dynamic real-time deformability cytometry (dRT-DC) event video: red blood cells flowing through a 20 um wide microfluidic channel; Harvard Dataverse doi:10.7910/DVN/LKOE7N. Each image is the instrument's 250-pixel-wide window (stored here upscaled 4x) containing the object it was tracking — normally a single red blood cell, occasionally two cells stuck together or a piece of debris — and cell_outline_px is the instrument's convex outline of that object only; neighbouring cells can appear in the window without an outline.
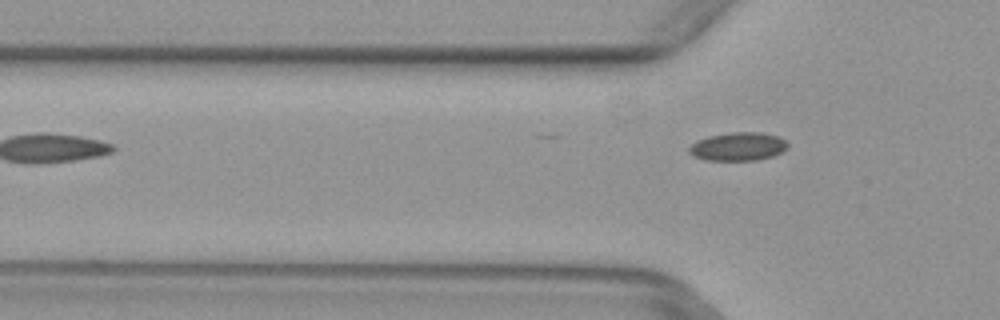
{"species": "common noctule bat (a hibernating species)", "species_latin": "Nyctalus noctula", "temperature_condition": "warm", "stored_images_in_passage": 5, "camera_frame_rate_fps": 3000, "um_per_image_px": 0.085, "animal": {"sex": "female", "body_mass_g": 29.2, "forearm_length_mm": 56.3}, "frame": {"image": 1, "passage_image": 5, "time_ms": 1.333, "image_size_px": [1000, 320], "cell_outline_px": [[788, 148], [772, 156], [756, 160], [708, 160], [696, 156], [688, 152], [688, 148], [696, 140], [708, 136], [732, 132], [760, 132], [780, 136], [788, 144]], "centroid_in_image_um": [62.75, 12.44], "position_along_channel_um": 63.1, "area_um2": 16.24}}